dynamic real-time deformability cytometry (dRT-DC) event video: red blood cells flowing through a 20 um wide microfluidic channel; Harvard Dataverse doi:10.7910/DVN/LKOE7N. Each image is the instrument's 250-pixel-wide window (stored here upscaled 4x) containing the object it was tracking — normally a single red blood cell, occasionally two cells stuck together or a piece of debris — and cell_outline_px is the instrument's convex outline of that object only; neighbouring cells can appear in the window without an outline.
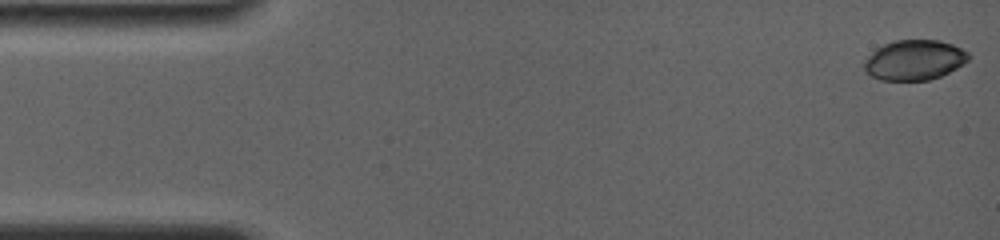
{"species": "common noctule bat (a hibernating species)", "species_latin": "Nyctalus noctula", "temperature_condition": "room temperature", "stored_images_in_passage": 91, "camera_frame_rate_fps": 4000, "um_per_image_px": 0.085, "animal": {"sex": "female", "body_mass_g": 19.0, "forearm_length_mm": 56.7}, "frame": {"image": 1, "passage_image": 1, "time_ms": 0.0, "image_size_px": [1000, 240], "cell_outline_px": [[968, 60], [964, 64], [940, 76], [928, 80], [880, 80], [864, 72], [864, 60], [876, 48], [884, 44], [896, 40], [940, 40], [952, 44], [968, 52]], "centroid_in_image_um": [77.69, 5.1], "position_along_channel_um": 7.3, "area_um2": 24.33}}
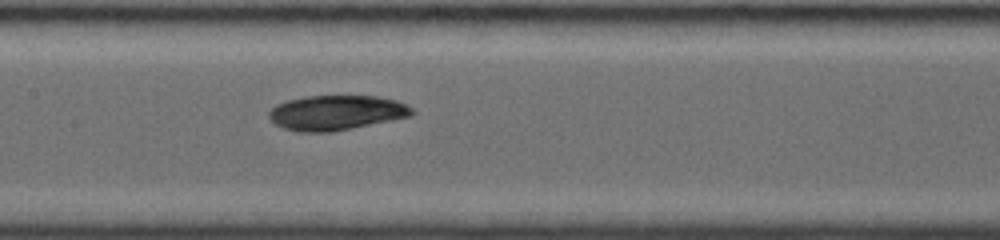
{"frame": {"image": 2, "passage_image": 44, "time_ms": 7.75, "image_size_px": [1000, 240], "cell_outline_px": [[416, 112], [412, 116], [332, 132], [296, 132], [284, 128], [276, 124], [268, 116], [268, 112], [276, 104], [288, 100], [308, 96], [376, 96], [396, 100], [408, 104]], "centroid_in_image_um": [28.61, 9.58], "position_along_channel_um": 178.8, "area_um2": 29.13}}
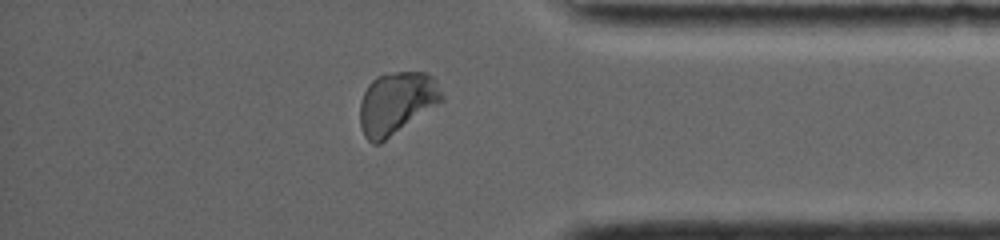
{"frame": {"image": 3, "passage_image": 79, "time_ms": 13.75, "image_size_px": [1000, 240], "cell_outline_px": [[444, 100], [380, 144], [372, 144], [364, 136], [360, 124], [360, 104], [364, 92], [368, 84], [376, 76], [396, 72], [428, 72], [436, 80], [444, 96]], "centroid_in_image_um": [33.71, 8.76], "position_along_channel_um": 401.5, "area_um2": 29.77}, "authors_computed_cell_mechanics": {"area_um2": 28.611, "velocity_mm_per_s": 3.8223, "shape_relaxation_time_tau1_ms": 4.7424, "shape_relaxation_time_tau2_ms": 4.2594, "deformation_change_tau1": 0.1053, "deformation_change_tau2": 0.0647}}